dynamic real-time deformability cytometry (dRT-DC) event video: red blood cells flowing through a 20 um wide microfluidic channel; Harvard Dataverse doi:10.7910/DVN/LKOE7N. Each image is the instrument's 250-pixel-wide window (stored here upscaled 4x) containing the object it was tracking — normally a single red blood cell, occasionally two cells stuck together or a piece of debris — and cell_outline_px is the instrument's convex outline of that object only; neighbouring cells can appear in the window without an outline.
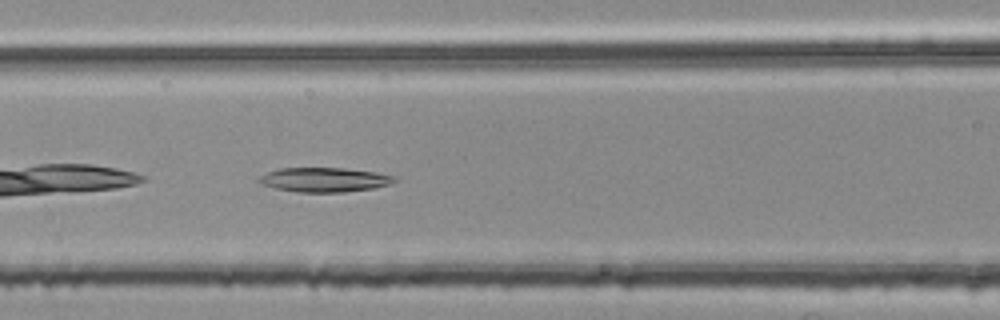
{"species": "common noctule bat (a hibernating species)", "species_latin": "Nyctalus noctula", "temperature_condition": "room temperature", "stored_images_in_passage": 35, "camera_frame_rate_fps": 3000, "um_per_image_px": 0.085, "animal": {"sex": "female", "body_mass_g": 25.1}, "frame": {"image": 1, "passage_image": 7, "time_ms": 2.0, "image_size_px": [1000, 320], "cell_outline_px": [[396, 180], [388, 184], [372, 188], [344, 192], [296, 192], [276, 188], [260, 184], [256, 180], [260, 176], [268, 172], [280, 168], [344, 168], [376, 172], [396, 176]], "centroid_in_image_um": [27.54, 15.27], "position_along_channel_um": 139.1, "area_um2": 19.19}}
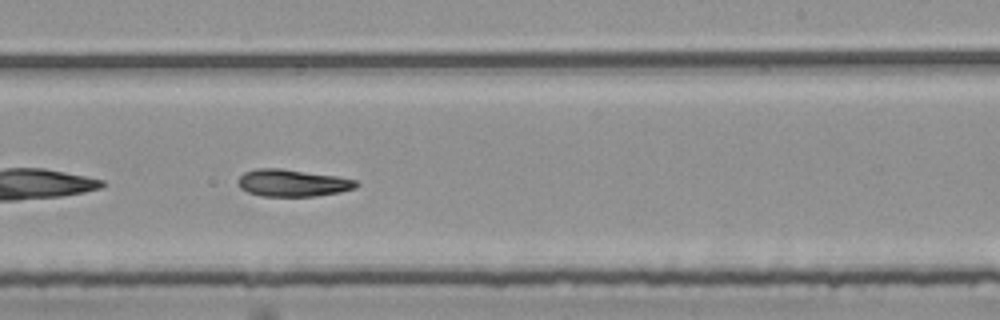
{"frame": {"image": 2, "passage_image": 17, "time_ms": 5.333, "image_size_px": [1000, 320], "cell_outline_px": [[360, 184], [356, 188], [340, 192], [316, 196], [260, 196], [248, 192], [240, 188], [236, 184], [236, 180], [244, 172], [256, 168], [280, 168], [336, 176], [356, 180]], "centroid_in_image_um": [24.83, 15.55], "position_along_channel_um": 264.2, "area_um2": 18.84}}
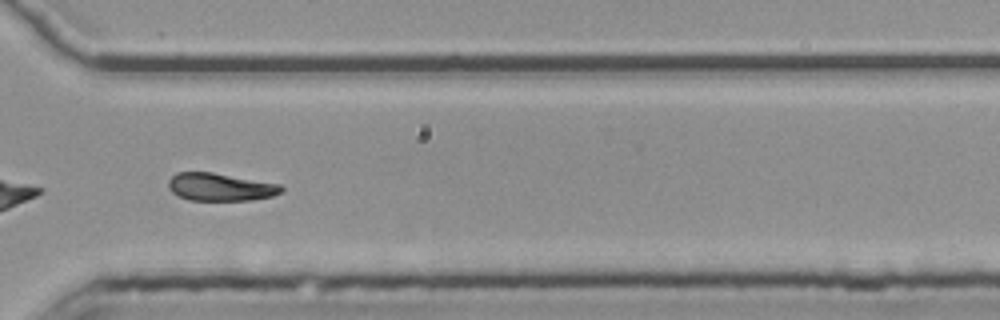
{"frame": {"image": 3, "passage_image": 24, "time_ms": 7.667, "image_size_px": [1000, 320], "cell_outline_px": [[284, 192], [272, 196], [248, 200], [188, 200], [172, 192], [168, 188], [168, 180], [176, 172], [212, 172], [280, 184], [284, 188]], "centroid_in_image_um": [18.73, 15.89], "position_along_channel_um": 351.9, "area_um2": 18.26}}